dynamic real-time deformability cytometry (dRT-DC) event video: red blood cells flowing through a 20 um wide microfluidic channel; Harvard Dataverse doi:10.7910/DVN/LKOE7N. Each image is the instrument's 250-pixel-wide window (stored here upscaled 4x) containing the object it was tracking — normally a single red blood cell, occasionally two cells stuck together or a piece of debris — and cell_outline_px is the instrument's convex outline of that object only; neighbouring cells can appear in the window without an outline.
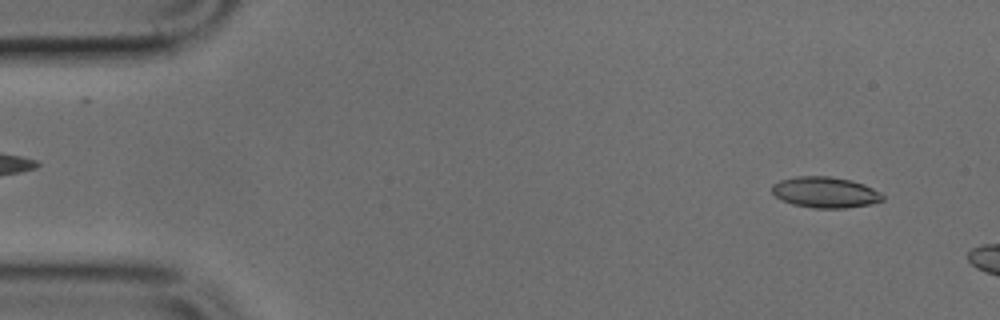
{"species": "common noctule bat (a hibernating species)", "species_latin": "Nyctalus noctula", "temperature_condition": "cold", "stored_images_in_passage": 2, "camera_frame_rate_fps": 3000, "um_per_image_px": 0.085, "animal": {"sex": "male", "body_mass_g": 17.9, "forearm_length_mm": 54.2}, "frame": {"image": 1, "passage_image": 1, "time_ms": 0.0, "image_size_px": [1000, 320], "cell_outline_px": [[884, 200], [872, 204], [844, 208], [816, 208], [792, 204], [776, 196], [772, 192], [772, 184], [780, 180], [796, 176], [828, 176], [852, 180], [864, 184], [880, 192], [884, 196]], "centroid_in_image_um": [70.16, 16.34], "position_along_channel_um": 14.8, "area_um2": 19.94}}